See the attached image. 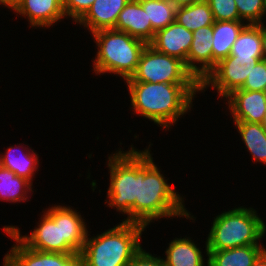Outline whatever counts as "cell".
<instances>
[{
  "instance_id": "obj_1",
  "label": "cell",
  "mask_w": 266,
  "mask_h": 266,
  "mask_svg": "<svg viewBox=\"0 0 266 266\" xmlns=\"http://www.w3.org/2000/svg\"><path fill=\"white\" fill-rule=\"evenodd\" d=\"M136 177L135 223L147 226L152 220L162 217L190 218L191 214L184 208L182 197L166 182L154 164L149 147L144 151L136 149Z\"/></svg>"
},
{
  "instance_id": "obj_2",
  "label": "cell",
  "mask_w": 266,
  "mask_h": 266,
  "mask_svg": "<svg viewBox=\"0 0 266 266\" xmlns=\"http://www.w3.org/2000/svg\"><path fill=\"white\" fill-rule=\"evenodd\" d=\"M135 113L169 128L192 106L200 84H168L126 81Z\"/></svg>"
},
{
  "instance_id": "obj_3",
  "label": "cell",
  "mask_w": 266,
  "mask_h": 266,
  "mask_svg": "<svg viewBox=\"0 0 266 266\" xmlns=\"http://www.w3.org/2000/svg\"><path fill=\"white\" fill-rule=\"evenodd\" d=\"M41 222L29 236H20L19 228L10 229L28 248L43 252L75 254L81 252L88 234L79 212L56 205L44 212Z\"/></svg>"
},
{
  "instance_id": "obj_4",
  "label": "cell",
  "mask_w": 266,
  "mask_h": 266,
  "mask_svg": "<svg viewBox=\"0 0 266 266\" xmlns=\"http://www.w3.org/2000/svg\"><path fill=\"white\" fill-rule=\"evenodd\" d=\"M146 226L120 223L96 237L88 238L81 250L85 266H127L142 249L140 238Z\"/></svg>"
},
{
  "instance_id": "obj_5",
  "label": "cell",
  "mask_w": 266,
  "mask_h": 266,
  "mask_svg": "<svg viewBox=\"0 0 266 266\" xmlns=\"http://www.w3.org/2000/svg\"><path fill=\"white\" fill-rule=\"evenodd\" d=\"M92 34L98 46L93 67L96 74L109 72L122 76L125 81L130 79L147 43L114 28Z\"/></svg>"
},
{
  "instance_id": "obj_6",
  "label": "cell",
  "mask_w": 266,
  "mask_h": 266,
  "mask_svg": "<svg viewBox=\"0 0 266 266\" xmlns=\"http://www.w3.org/2000/svg\"><path fill=\"white\" fill-rule=\"evenodd\" d=\"M266 225L253 208L238 207L214 218L206 240L207 251L259 244Z\"/></svg>"
},
{
  "instance_id": "obj_7",
  "label": "cell",
  "mask_w": 266,
  "mask_h": 266,
  "mask_svg": "<svg viewBox=\"0 0 266 266\" xmlns=\"http://www.w3.org/2000/svg\"><path fill=\"white\" fill-rule=\"evenodd\" d=\"M109 156L110 186L107 196L109 206L126 213L124 222H135V200L138 178L136 177V150L131 146L127 152L118 151Z\"/></svg>"
},
{
  "instance_id": "obj_8",
  "label": "cell",
  "mask_w": 266,
  "mask_h": 266,
  "mask_svg": "<svg viewBox=\"0 0 266 266\" xmlns=\"http://www.w3.org/2000/svg\"><path fill=\"white\" fill-rule=\"evenodd\" d=\"M126 81L200 84V81L187 69L184 61L159 52L150 44L143 49L134 74Z\"/></svg>"
},
{
  "instance_id": "obj_9",
  "label": "cell",
  "mask_w": 266,
  "mask_h": 266,
  "mask_svg": "<svg viewBox=\"0 0 266 266\" xmlns=\"http://www.w3.org/2000/svg\"><path fill=\"white\" fill-rule=\"evenodd\" d=\"M264 58L244 59L228 56L220 60L215 68L200 82L201 91L212 85L219 96L226 97L234 90L240 89L251 69L254 68L258 60Z\"/></svg>"
},
{
  "instance_id": "obj_10",
  "label": "cell",
  "mask_w": 266,
  "mask_h": 266,
  "mask_svg": "<svg viewBox=\"0 0 266 266\" xmlns=\"http://www.w3.org/2000/svg\"><path fill=\"white\" fill-rule=\"evenodd\" d=\"M10 238L16 241L4 257L3 266H85L80 252L65 254L43 252L28 248L10 229H4Z\"/></svg>"
},
{
  "instance_id": "obj_11",
  "label": "cell",
  "mask_w": 266,
  "mask_h": 266,
  "mask_svg": "<svg viewBox=\"0 0 266 266\" xmlns=\"http://www.w3.org/2000/svg\"><path fill=\"white\" fill-rule=\"evenodd\" d=\"M234 121L262 123L266 114V92L237 89L225 97Z\"/></svg>"
},
{
  "instance_id": "obj_12",
  "label": "cell",
  "mask_w": 266,
  "mask_h": 266,
  "mask_svg": "<svg viewBox=\"0 0 266 266\" xmlns=\"http://www.w3.org/2000/svg\"><path fill=\"white\" fill-rule=\"evenodd\" d=\"M213 25L204 26L193 32L192 44L187 56V69L200 82L213 70ZM202 65L200 67L195 64Z\"/></svg>"
},
{
  "instance_id": "obj_13",
  "label": "cell",
  "mask_w": 266,
  "mask_h": 266,
  "mask_svg": "<svg viewBox=\"0 0 266 266\" xmlns=\"http://www.w3.org/2000/svg\"><path fill=\"white\" fill-rule=\"evenodd\" d=\"M192 40L193 32L175 21L158 30L149 44L159 52L181 59L187 67V56Z\"/></svg>"
},
{
  "instance_id": "obj_14",
  "label": "cell",
  "mask_w": 266,
  "mask_h": 266,
  "mask_svg": "<svg viewBox=\"0 0 266 266\" xmlns=\"http://www.w3.org/2000/svg\"><path fill=\"white\" fill-rule=\"evenodd\" d=\"M15 12L27 16L32 27H48L66 17L62 0H21Z\"/></svg>"
},
{
  "instance_id": "obj_15",
  "label": "cell",
  "mask_w": 266,
  "mask_h": 266,
  "mask_svg": "<svg viewBox=\"0 0 266 266\" xmlns=\"http://www.w3.org/2000/svg\"><path fill=\"white\" fill-rule=\"evenodd\" d=\"M130 0H95L86 14L77 22L90 29L115 28L120 12Z\"/></svg>"
},
{
  "instance_id": "obj_16",
  "label": "cell",
  "mask_w": 266,
  "mask_h": 266,
  "mask_svg": "<svg viewBox=\"0 0 266 266\" xmlns=\"http://www.w3.org/2000/svg\"><path fill=\"white\" fill-rule=\"evenodd\" d=\"M149 44L152 41V24L139 0H130L120 12L115 28Z\"/></svg>"
},
{
  "instance_id": "obj_17",
  "label": "cell",
  "mask_w": 266,
  "mask_h": 266,
  "mask_svg": "<svg viewBox=\"0 0 266 266\" xmlns=\"http://www.w3.org/2000/svg\"><path fill=\"white\" fill-rule=\"evenodd\" d=\"M265 250L264 246L253 244L220 251H207V262L210 266H253Z\"/></svg>"
},
{
  "instance_id": "obj_18",
  "label": "cell",
  "mask_w": 266,
  "mask_h": 266,
  "mask_svg": "<svg viewBox=\"0 0 266 266\" xmlns=\"http://www.w3.org/2000/svg\"><path fill=\"white\" fill-rule=\"evenodd\" d=\"M247 25L243 21H215L213 24V69L216 64L228 57L231 47L242 29Z\"/></svg>"
},
{
  "instance_id": "obj_19",
  "label": "cell",
  "mask_w": 266,
  "mask_h": 266,
  "mask_svg": "<svg viewBox=\"0 0 266 266\" xmlns=\"http://www.w3.org/2000/svg\"><path fill=\"white\" fill-rule=\"evenodd\" d=\"M165 253L166 266H205L202 252L188 237L172 240Z\"/></svg>"
},
{
  "instance_id": "obj_20",
  "label": "cell",
  "mask_w": 266,
  "mask_h": 266,
  "mask_svg": "<svg viewBox=\"0 0 266 266\" xmlns=\"http://www.w3.org/2000/svg\"><path fill=\"white\" fill-rule=\"evenodd\" d=\"M230 56L244 59L264 58L262 24H247L232 45Z\"/></svg>"
},
{
  "instance_id": "obj_21",
  "label": "cell",
  "mask_w": 266,
  "mask_h": 266,
  "mask_svg": "<svg viewBox=\"0 0 266 266\" xmlns=\"http://www.w3.org/2000/svg\"><path fill=\"white\" fill-rule=\"evenodd\" d=\"M175 21L191 32L204 26L213 25L215 22L211 8L206 0L177 7Z\"/></svg>"
},
{
  "instance_id": "obj_22",
  "label": "cell",
  "mask_w": 266,
  "mask_h": 266,
  "mask_svg": "<svg viewBox=\"0 0 266 266\" xmlns=\"http://www.w3.org/2000/svg\"><path fill=\"white\" fill-rule=\"evenodd\" d=\"M253 160L266 164V130L261 123L234 121Z\"/></svg>"
},
{
  "instance_id": "obj_23",
  "label": "cell",
  "mask_w": 266,
  "mask_h": 266,
  "mask_svg": "<svg viewBox=\"0 0 266 266\" xmlns=\"http://www.w3.org/2000/svg\"><path fill=\"white\" fill-rule=\"evenodd\" d=\"M152 24V40L158 30L175 22L177 6L171 0H139Z\"/></svg>"
},
{
  "instance_id": "obj_24",
  "label": "cell",
  "mask_w": 266,
  "mask_h": 266,
  "mask_svg": "<svg viewBox=\"0 0 266 266\" xmlns=\"http://www.w3.org/2000/svg\"><path fill=\"white\" fill-rule=\"evenodd\" d=\"M31 186L32 182L0 166V200L13 203L27 200L26 194L32 191Z\"/></svg>"
},
{
  "instance_id": "obj_25",
  "label": "cell",
  "mask_w": 266,
  "mask_h": 266,
  "mask_svg": "<svg viewBox=\"0 0 266 266\" xmlns=\"http://www.w3.org/2000/svg\"><path fill=\"white\" fill-rule=\"evenodd\" d=\"M12 150L13 146L8 148L6 154L0 157L1 166L31 182L33 179L32 177L34 176L33 174H35L34 171L38 169L37 165H39L37 154L33 151L30 154L28 151V153L26 152L20 155L12 153L14 152Z\"/></svg>"
},
{
  "instance_id": "obj_26",
  "label": "cell",
  "mask_w": 266,
  "mask_h": 266,
  "mask_svg": "<svg viewBox=\"0 0 266 266\" xmlns=\"http://www.w3.org/2000/svg\"><path fill=\"white\" fill-rule=\"evenodd\" d=\"M241 21L248 24H263L264 0H235Z\"/></svg>"
},
{
  "instance_id": "obj_27",
  "label": "cell",
  "mask_w": 266,
  "mask_h": 266,
  "mask_svg": "<svg viewBox=\"0 0 266 266\" xmlns=\"http://www.w3.org/2000/svg\"><path fill=\"white\" fill-rule=\"evenodd\" d=\"M215 21H241L235 0H206Z\"/></svg>"
},
{
  "instance_id": "obj_28",
  "label": "cell",
  "mask_w": 266,
  "mask_h": 266,
  "mask_svg": "<svg viewBox=\"0 0 266 266\" xmlns=\"http://www.w3.org/2000/svg\"><path fill=\"white\" fill-rule=\"evenodd\" d=\"M240 89L245 91H266V59L258 60Z\"/></svg>"
},
{
  "instance_id": "obj_29",
  "label": "cell",
  "mask_w": 266,
  "mask_h": 266,
  "mask_svg": "<svg viewBox=\"0 0 266 266\" xmlns=\"http://www.w3.org/2000/svg\"><path fill=\"white\" fill-rule=\"evenodd\" d=\"M95 0H62L65 16L76 23L86 14Z\"/></svg>"
},
{
  "instance_id": "obj_30",
  "label": "cell",
  "mask_w": 266,
  "mask_h": 266,
  "mask_svg": "<svg viewBox=\"0 0 266 266\" xmlns=\"http://www.w3.org/2000/svg\"><path fill=\"white\" fill-rule=\"evenodd\" d=\"M127 266H166L161 257H155L141 249Z\"/></svg>"
},
{
  "instance_id": "obj_31",
  "label": "cell",
  "mask_w": 266,
  "mask_h": 266,
  "mask_svg": "<svg viewBox=\"0 0 266 266\" xmlns=\"http://www.w3.org/2000/svg\"><path fill=\"white\" fill-rule=\"evenodd\" d=\"M21 0H0V4L15 10L16 7L20 4Z\"/></svg>"
},
{
  "instance_id": "obj_32",
  "label": "cell",
  "mask_w": 266,
  "mask_h": 266,
  "mask_svg": "<svg viewBox=\"0 0 266 266\" xmlns=\"http://www.w3.org/2000/svg\"><path fill=\"white\" fill-rule=\"evenodd\" d=\"M177 7L190 5L201 0H171Z\"/></svg>"
},
{
  "instance_id": "obj_33",
  "label": "cell",
  "mask_w": 266,
  "mask_h": 266,
  "mask_svg": "<svg viewBox=\"0 0 266 266\" xmlns=\"http://www.w3.org/2000/svg\"><path fill=\"white\" fill-rule=\"evenodd\" d=\"M253 266H266V250L254 262Z\"/></svg>"
},
{
  "instance_id": "obj_34",
  "label": "cell",
  "mask_w": 266,
  "mask_h": 266,
  "mask_svg": "<svg viewBox=\"0 0 266 266\" xmlns=\"http://www.w3.org/2000/svg\"><path fill=\"white\" fill-rule=\"evenodd\" d=\"M262 48H263V56L266 59V26L262 24Z\"/></svg>"
},
{
  "instance_id": "obj_35",
  "label": "cell",
  "mask_w": 266,
  "mask_h": 266,
  "mask_svg": "<svg viewBox=\"0 0 266 266\" xmlns=\"http://www.w3.org/2000/svg\"><path fill=\"white\" fill-rule=\"evenodd\" d=\"M261 124L264 127V129L266 130V114H265L263 122Z\"/></svg>"
},
{
  "instance_id": "obj_36",
  "label": "cell",
  "mask_w": 266,
  "mask_h": 266,
  "mask_svg": "<svg viewBox=\"0 0 266 266\" xmlns=\"http://www.w3.org/2000/svg\"><path fill=\"white\" fill-rule=\"evenodd\" d=\"M264 14H266V0H264Z\"/></svg>"
}]
</instances>
